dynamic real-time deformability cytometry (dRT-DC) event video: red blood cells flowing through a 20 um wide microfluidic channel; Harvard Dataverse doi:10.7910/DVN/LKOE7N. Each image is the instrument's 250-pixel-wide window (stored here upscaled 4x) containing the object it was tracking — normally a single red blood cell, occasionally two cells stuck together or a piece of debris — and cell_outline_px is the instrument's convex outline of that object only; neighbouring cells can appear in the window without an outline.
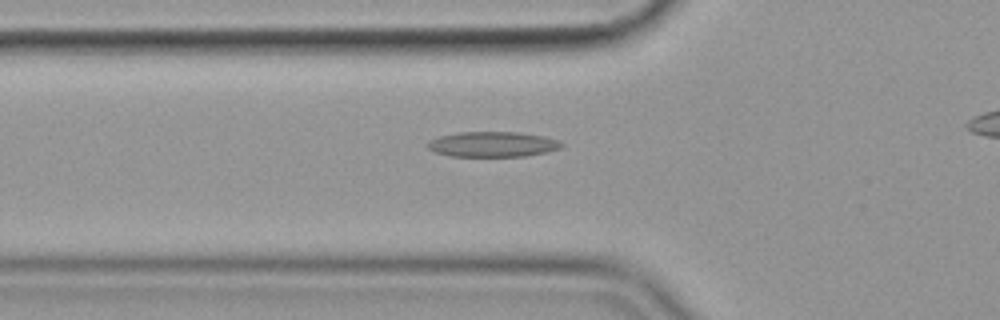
{"species": "common noctule bat (a hibernating species)", "species_latin": "Nyctalus noctula", "temperature_condition": "cold", "stored_images_in_passage": 39, "camera_frame_rate_fps": 3000, "um_per_image_px": 0.085, "animal": {"sex": "female", "body_mass_g": 19.9}, "frame": {"image": 1, "passage_image": 9, "time_ms": 2.667, "image_size_px": [1000, 320], "cell_outline_px": [[564, 144], [560, 148], [548, 152], [524, 156], [448, 156], [436, 152], [428, 148], [428, 140], [440, 136], [460, 132], [516, 132], [544, 136], [560, 140]], "centroid_in_image_um": [41.9, 12.26], "position_along_channel_um": 83.9, "area_um2": 19.71}}
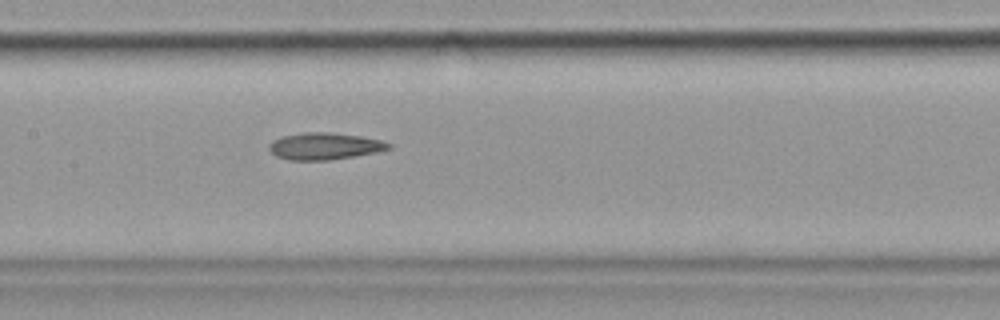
{"frame": {"image": 2, "passage_image": 17, "time_ms": 5.333, "image_size_px": [1000, 320], "cell_outline_px": [[392, 148], [376, 152], [356, 156], [328, 160], [288, 160], [276, 156], [268, 148], [268, 144], [272, 140], [280, 136], [304, 132], [328, 132], [360, 136], [380, 140], [392, 144]], "centroid_in_image_um": [27.56, 12.42], "position_along_channel_um": 179.8, "area_um2": 18.84}}
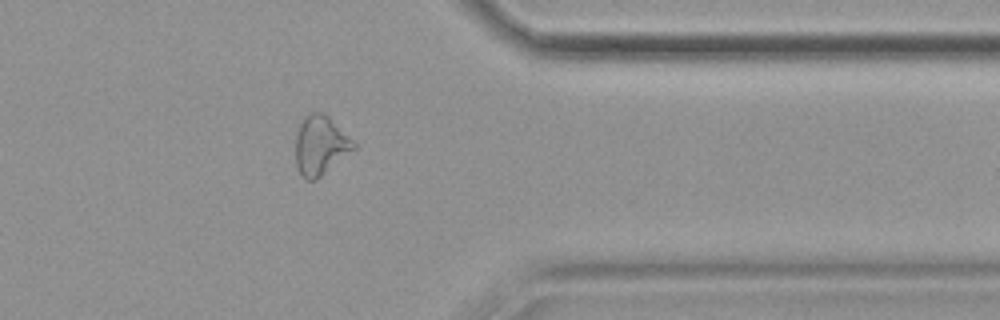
{"frame": {"image": 3, "passage_image": 35, "time_ms": 11.333, "image_size_px": [1000, 320], "cell_outline_px": [[356, 148], [316, 180], [304, 180], [296, 164], [296, 136], [300, 124], [308, 112], [324, 112], [356, 144]], "centroid_in_image_um": [27.22, 12.36], "position_along_channel_um": 384.2, "area_um2": 19.83}}